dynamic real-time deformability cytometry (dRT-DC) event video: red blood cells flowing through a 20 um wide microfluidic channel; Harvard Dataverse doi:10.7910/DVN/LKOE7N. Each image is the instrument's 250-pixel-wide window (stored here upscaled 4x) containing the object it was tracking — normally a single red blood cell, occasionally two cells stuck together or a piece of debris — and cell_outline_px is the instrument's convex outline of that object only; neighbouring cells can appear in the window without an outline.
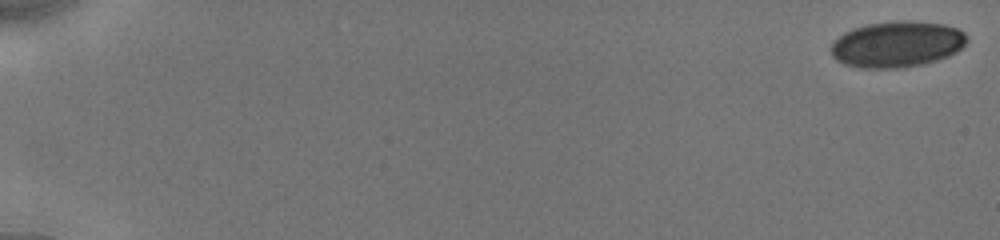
{"species": "human", "species_latin": "Homo sapiens", "temperature_condition": "cold", "stored_images_in_passage": 58, "camera_frame_rate_fps": 3000, "um_per_image_px": 0.085, "donor": {"sex": "male"}, "frame": {"image": 1, "passage_image": 1, "time_ms": 0.0, "image_size_px": [1000, 240], "cell_outline_px": [[968, 40], [956, 52], [948, 56], [936, 60], [920, 64], [896, 68], [860, 68], [844, 64], [836, 60], [832, 56], [832, 44], [844, 32], [852, 28], [868, 24], [900, 20], [912, 20], [944, 24], [956, 28], [964, 32]], "centroid_in_image_um": [76.24, 3.75], "position_along_channel_um": 8.8, "area_um2": 36.36}}
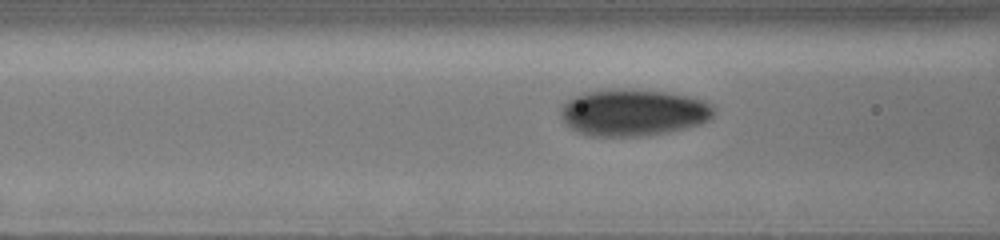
{"frame": {"image": 2, "passage_image": 45, "time_ms": 7.667, "image_size_px": [1000, 240], "cell_outline_px": [[716, 112], [708, 120], [700, 124], [668, 132], [644, 136], [588, 136], [576, 132], [564, 120], [560, 112], [560, 108], [568, 100], [584, 92], [604, 88], [628, 88], [668, 92], [688, 96], [704, 100], [712, 104], [716, 108]], "centroid_in_image_um": [53.85, 9.54], "position_along_channel_um": 112.8, "area_um2": 42.25}}
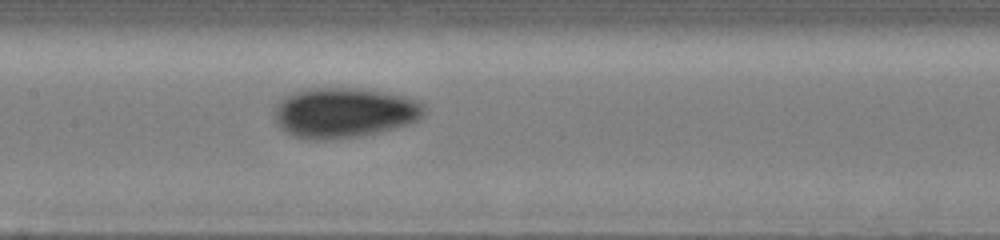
{"frame": {"image": 3, "passage_image": 57, "time_ms": 9.333, "image_size_px": [1000, 240], "cell_outline_px": [[424, 116], [420, 120], [408, 124], [380, 132], [360, 136], [324, 140], [316, 140], [292, 136], [284, 132], [280, 128], [276, 120], [276, 104], [280, 100], [292, 92], [308, 88], [356, 88], [388, 92], [404, 96], [416, 100], [424, 104]], "centroid_in_image_um": [29.27, 9.58], "position_along_channel_um": 178.1, "area_um2": 43.99}}